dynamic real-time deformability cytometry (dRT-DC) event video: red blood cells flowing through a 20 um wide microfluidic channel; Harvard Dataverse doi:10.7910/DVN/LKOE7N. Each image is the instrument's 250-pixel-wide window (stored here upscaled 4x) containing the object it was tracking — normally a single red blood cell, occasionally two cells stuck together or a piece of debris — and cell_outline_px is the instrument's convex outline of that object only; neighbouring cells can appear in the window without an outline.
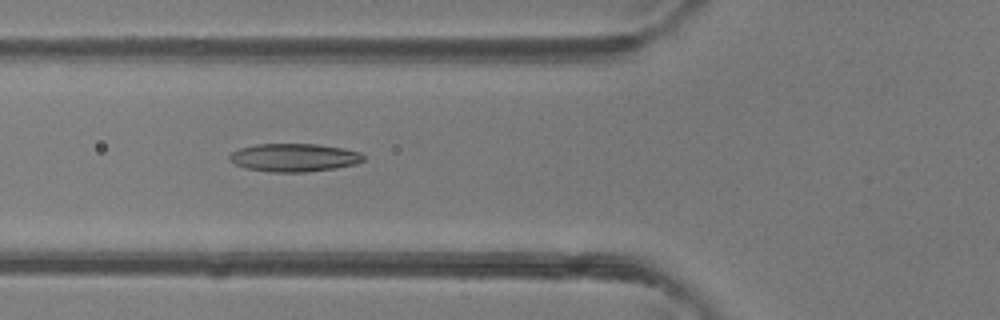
{"species": "common noctule bat (a hibernating species)", "species_latin": "Nyctalus noctula", "temperature_condition": "room temperature", "stored_images_in_passage": 37, "camera_frame_rate_fps": 3000, "um_per_image_px": 0.085, "animal": {"sex": "female"}, "frame": {"image": 1, "passage_image": 8, "time_ms": 2.333, "image_size_px": [1000, 320], "cell_outline_px": [[364, 160], [356, 164], [336, 168], [304, 172], [268, 172], [244, 168], [228, 160], [228, 156], [232, 152], [240, 148], [256, 144], [316, 144], [344, 148], [360, 152], [364, 156]], "centroid_in_image_um": [24.98, 13.39], "position_along_channel_um": 100.8, "area_um2": 22.08}}
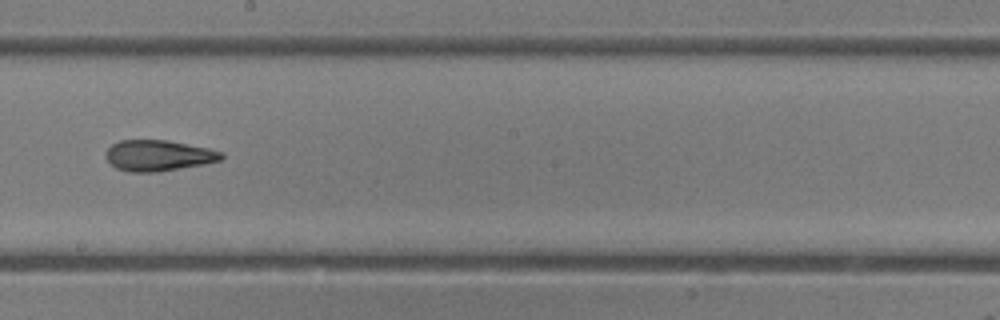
{"frame": {"image": 2, "passage_image": 17, "time_ms": 5.333, "image_size_px": [1000, 320], "cell_outline_px": [[224, 156], [220, 160], [204, 164], [156, 172], [128, 172], [116, 168], [104, 156], [104, 152], [112, 144], [120, 140], [168, 140], [208, 148], [224, 152]], "centroid_in_image_um": [13.44, 13.21], "position_along_channel_um": 234.8, "area_um2": 20.87}}
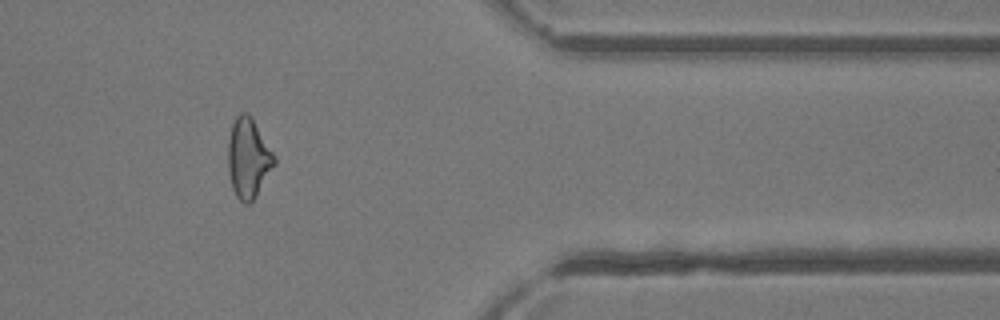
{"frame": {"image": 3, "passage_image": 29, "time_ms": 9.333, "image_size_px": [1000, 320], "cell_outline_px": [[276, 164], [256, 196], [248, 204], [244, 204], [236, 196], [232, 188], [228, 172], [228, 140], [232, 124], [236, 116], [240, 112], [248, 112], [252, 116], [276, 156]], "centroid_in_image_um": [21.12, 13.42], "position_along_channel_um": 390.3, "area_um2": 21.85}, "authors_computed_cell_mechanics": {"area_um2": 21.2704, "velocity_mm_per_s": 4.4515, "shape_relaxation_time_tau1_ms": null, "shape_relaxation_time_tau2_ms": 2.5217, "deformation_change_tau1": null, "deformation_change_tau2": 0.1151}}